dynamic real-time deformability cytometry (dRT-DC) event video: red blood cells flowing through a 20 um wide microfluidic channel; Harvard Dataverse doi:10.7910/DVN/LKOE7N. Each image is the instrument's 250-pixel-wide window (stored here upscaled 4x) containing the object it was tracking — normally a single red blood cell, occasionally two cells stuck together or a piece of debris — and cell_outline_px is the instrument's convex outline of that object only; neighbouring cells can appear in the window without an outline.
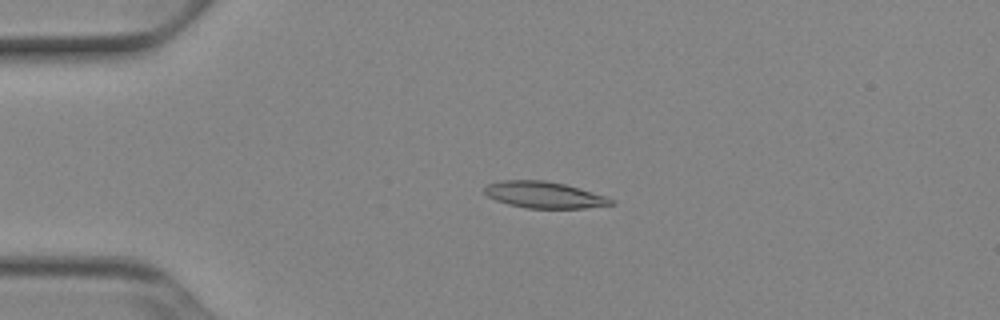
{"species": "Egyptian fruit bat (a non-hibernating species)", "species_latin": "Rousettus aegyptiacus", "temperature_condition": "cold", "stored_images_in_passage": 44, "camera_frame_rate_fps": 3000, "um_per_image_px": 0.085, "animal": {"sex": "female"}, "frame": {"image": 1, "passage_image": 4, "time_ms": 1.0, "image_size_px": [1000, 320], "cell_outline_px": [[616, 204], [584, 208], [528, 208], [508, 204], [496, 200], [488, 196], [484, 192], [484, 188], [488, 184], [504, 180], [544, 180], [564, 184], [604, 196], [616, 200]], "centroid_in_image_um": [46.26, 16.57], "position_along_channel_um": 38.7, "area_um2": 19.31}}
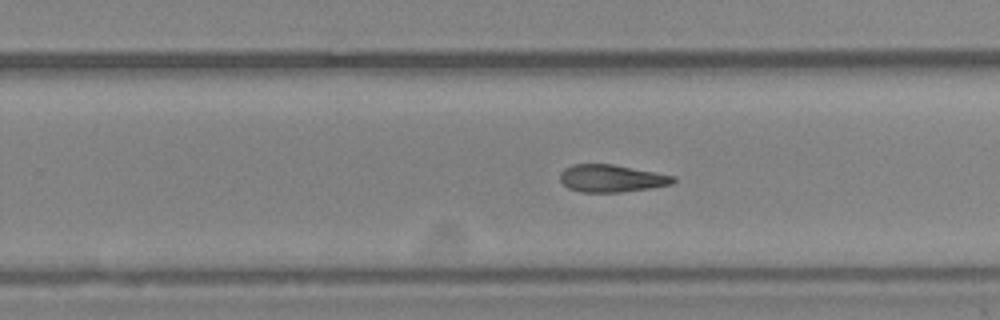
{"frame": {"image": 2, "passage_image": 25, "time_ms": 8.0, "image_size_px": [1000, 320], "cell_outline_px": [[676, 180], [672, 184], [652, 188], [620, 192], [580, 192], [568, 188], [560, 180], [560, 172], [564, 168], [572, 164], [612, 164], [656, 172], [676, 176]], "centroid_in_image_um": [51.98, 15.16], "position_along_channel_um": 277.8, "area_um2": 18.21}}
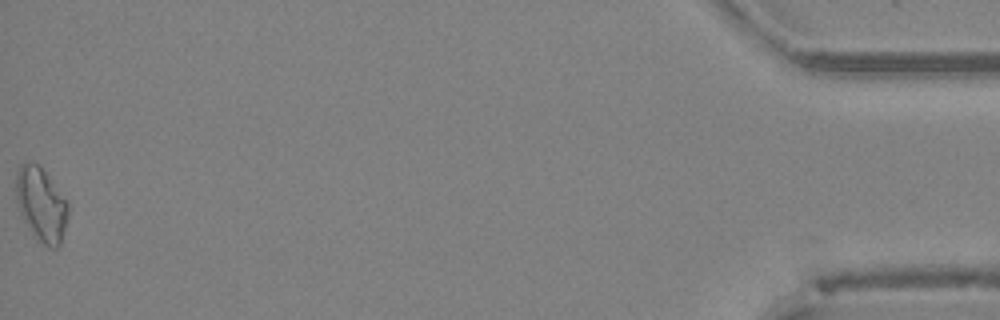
{"frame": {"image": 3, "passage_image": 44, "time_ms": 14.333, "image_size_px": [1000, 320], "cell_outline_px": [[68, 216], [60, 244], [56, 248], [48, 248], [32, 236], [20, 212], [16, 200], [16, 176], [20, 164], [24, 160], [36, 164], [44, 172], [68, 200]], "centroid_in_image_um": [3.5, 17.4], "position_along_channel_um": 431.7, "area_um2": 22.48}, "authors_computed_cell_mechanics": {"area_um2": 18.9006, "velocity_mm_per_s": 3.9065, "shape_relaxation_time_tau1_ms": null, "shape_relaxation_time_tau2_ms": 5.1471, "deformation_change_tau1": null, "deformation_change_tau2": 0.1429}}